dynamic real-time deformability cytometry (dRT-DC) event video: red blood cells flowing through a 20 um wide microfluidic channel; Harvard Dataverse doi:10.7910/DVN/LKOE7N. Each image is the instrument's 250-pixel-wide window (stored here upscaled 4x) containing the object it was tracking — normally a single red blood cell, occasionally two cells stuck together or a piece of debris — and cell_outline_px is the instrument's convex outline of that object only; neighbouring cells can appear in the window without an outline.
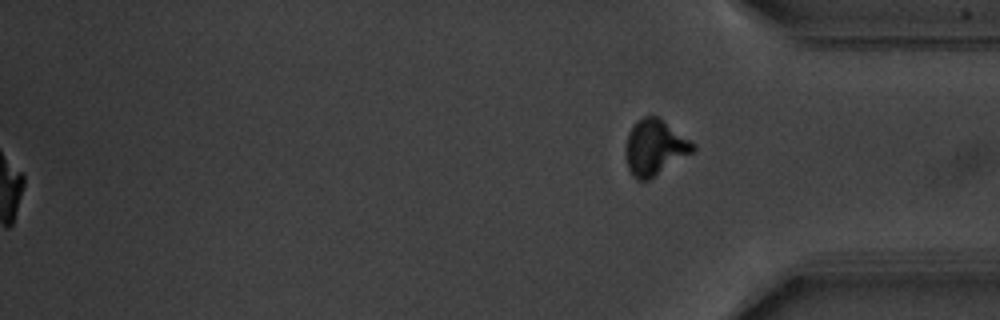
{"species": "common noctule bat (a hibernating species)", "species_latin": "Nyctalus noctula", "temperature_condition": "warm", "stored_images_in_passage": 56, "camera_frame_rate_fps": 3000, "um_per_image_px": 0.085, "animal": {"sex": "male", "body_mass_g": 20.1, "forearm_length_mm": 53.5}, "frame": {"image": 1, "passage_image": 56, "time_ms": 18.333, "image_size_px": [1000, 320], "cell_outline_px": [[696, 152], [648, 180], [636, 180], [632, 176], [628, 168], [624, 152], [624, 148], [628, 132], [636, 120], [644, 116], [656, 116], [696, 144]], "centroid_in_image_um": [55.65, 12.55], "position_along_channel_um": 379.6, "area_um2": 22.14}, "authors_computed_cell_mechanics": {"area_um2": 19.4786, "velocity_mm_per_s": 3.7425, "shape_relaxation_time_tau1_ms": 2.5543, "shape_relaxation_time_tau2_ms": null, "deformation_change_tau1": 0.1413, "deformation_change_tau2": null}}